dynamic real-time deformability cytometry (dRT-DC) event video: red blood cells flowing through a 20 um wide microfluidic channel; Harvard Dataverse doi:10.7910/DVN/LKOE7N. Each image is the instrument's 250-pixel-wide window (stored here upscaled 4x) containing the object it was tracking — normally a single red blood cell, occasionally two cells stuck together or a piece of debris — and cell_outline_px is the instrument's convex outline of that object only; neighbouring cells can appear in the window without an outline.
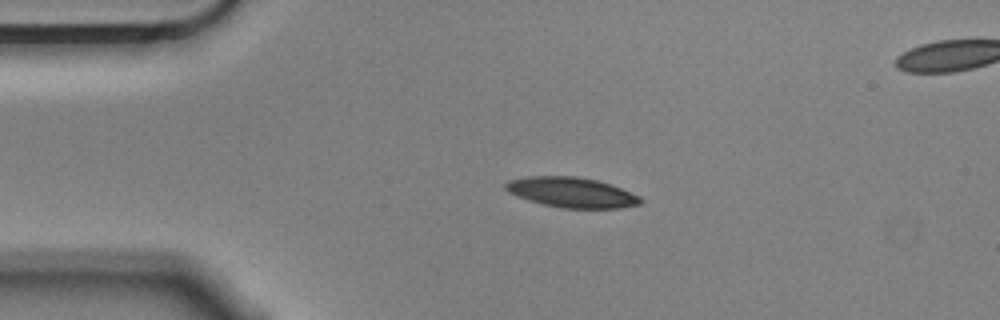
{"species": "Egyptian fruit bat (a non-hibernating species)", "species_latin": "Rousettus aegyptiacus", "temperature_condition": "cold", "stored_images_in_passage": 4, "segment_of_instrument_passage": [1, 2], "camera_frame_rate_fps": 3000, "um_per_image_px": 0.085, "animal": {"sex": "male"}, "frame": {"image": 1, "passage_image": 2, "time_ms": 0.333, "image_size_px": [1000, 320], "cell_outline_px": [[644, 200], [640, 204], [620, 208], [560, 208], [528, 200], [516, 196], [508, 192], [504, 188], [504, 184], [508, 180], [528, 176], [576, 176], [596, 180], [620, 188], [640, 196]], "centroid_in_image_um": [48.56, 16.35], "position_along_channel_um": 36.4, "area_um2": 23.7}}